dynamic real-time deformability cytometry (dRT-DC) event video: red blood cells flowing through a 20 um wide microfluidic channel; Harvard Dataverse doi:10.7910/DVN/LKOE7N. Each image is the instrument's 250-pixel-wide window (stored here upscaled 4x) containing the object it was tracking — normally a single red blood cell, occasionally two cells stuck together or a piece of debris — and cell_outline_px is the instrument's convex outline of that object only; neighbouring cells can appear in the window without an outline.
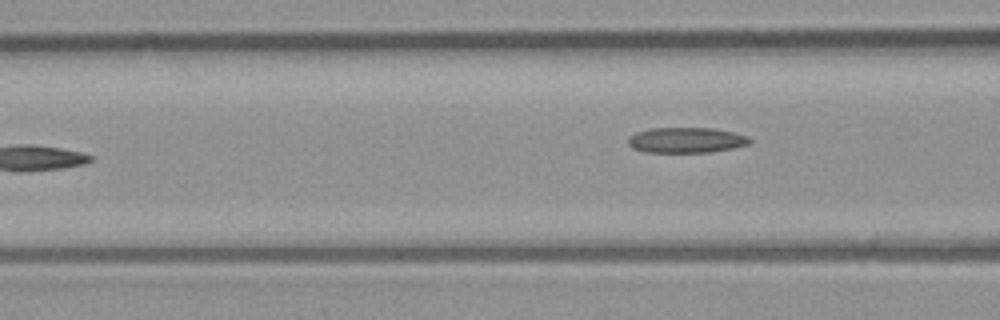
{"species": "common noctule bat (a hibernating species)", "species_latin": "Nyctalus noctula", "temperature_condition": "room temperature", "stored_images_in_passage": 6, "camera_frame_rate_fps": 3000, "um_per_image_px": 0.085, "animal": {"sex": "male", "body_mass_g": 23.1, "forearm_length_mm": 52.7}, "frame": {"image": 1, "passage_image": 6, "time_ms": 1.667, "image_size_px": [1000, 320], "cell_outline_px": [[752, 140], [748, 144], [732, 148], [712, 152], [644, 152], [632, 148], [628, 144], [628, 136], [636, 132], [652, 128], [712, 128], [732, 132], [748, 136]], "centroid_in_image_um": [58.3, 11.91], "position_along_channel_um": 108.3, "area_um2": 18.03}}